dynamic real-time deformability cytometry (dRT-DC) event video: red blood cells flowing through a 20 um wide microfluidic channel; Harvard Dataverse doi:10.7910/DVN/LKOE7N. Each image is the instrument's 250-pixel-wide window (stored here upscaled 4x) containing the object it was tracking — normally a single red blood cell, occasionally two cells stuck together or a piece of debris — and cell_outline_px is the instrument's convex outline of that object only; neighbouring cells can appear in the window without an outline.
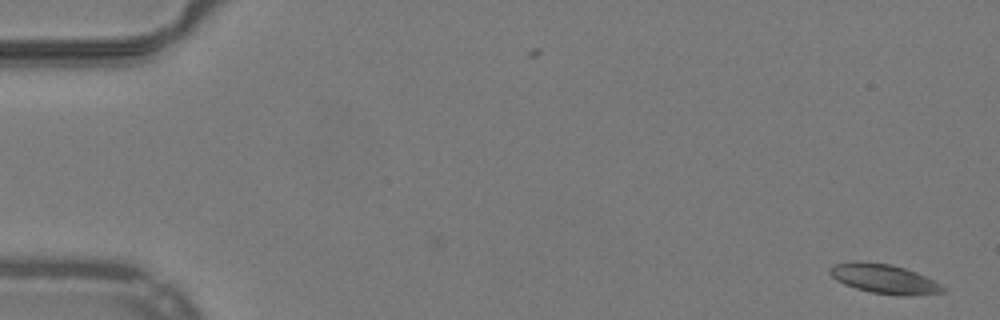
{"species": "common noctule bat (a hibernating species)", "species_latin": "Nyctalus noctula", "temperature_condition": "warm", "stored_images_in_passage": 48, "camera_frame_rate_fps": 3000, "um_per_image_px": 0.085, "animal": {"sex": "male", "body_mass_g": 19.2, "forearm_length_mm": 51.8}, "frame": {"image": 1, "passage_image": 1, "time_ms": 0.0, "image_size_px": [1000, 320], "cell_outline_px": [[948, 288], [944, 292], [912, 296], [904, 296], [872, 292], [856, 288], [844, 284], [836, 280], [828, 272], [828, 268], [832, 264], [856, 260], [892, 264], [916, 272]], "centroid_in_image_um": [75.13, 23.69], "position_along_channel_um": 9.9, "area_um2": 19.54}}
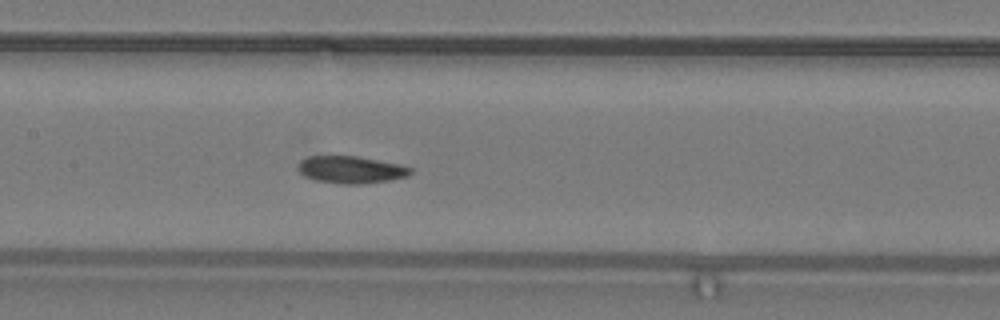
{"frame": {"image": 2, "passage_image": 25, "time_ms": 8.0, "image_size_px": [1000, 320], "cell_outline_px": [[412, 172], [408, 176], [388, 180], [364, 184], [340, 184], [316, 180], [304, 176], [300, 172], [300, 160], [308, 156], [356, 156], [400, 164], [412, 168]], "centroid_in_image_um": [29.85, 14.42], "position_along_channel_um": 177.5, "area_um2": 17.74}}
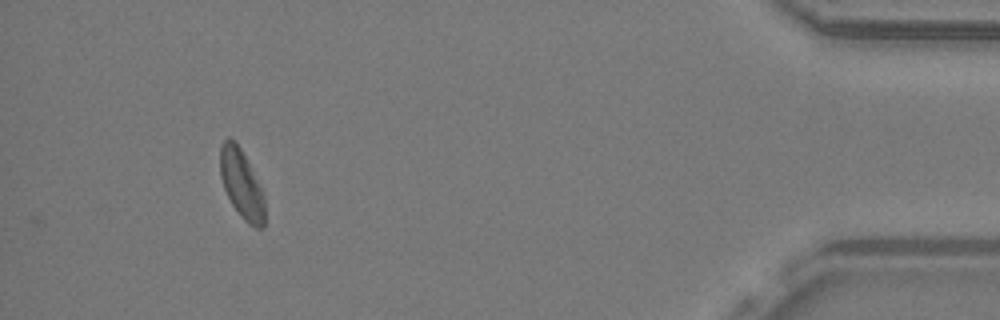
{"frame": {"image": 3, "passage_image": 48, "time_ms": 15.667, "image_size_px": [1000, 320], "cell_outline_px": [[264, 228], [256, 228], [244, 220], [240, 216], [232, 204], [224, 188], [220, 176], [220, 144], [228, 136], [240, 148], [264, 196]], "centroid_in_image_um": [20.5, 15.66], "position_along_channel_um": 414.7, "area_um2": 17.4}, "authors_computed_cell_mechanics": {"area_um2": 18.0336, "velocity_mm_per_s": 3.9568, "shape_relaxation_time_tau1_ms": 5.4541, "shape_relaxation_time_tau2_ms": 3.0303, "deformation_change_tau1": 0.1343, "deformation_change_tau2": 0.091}}